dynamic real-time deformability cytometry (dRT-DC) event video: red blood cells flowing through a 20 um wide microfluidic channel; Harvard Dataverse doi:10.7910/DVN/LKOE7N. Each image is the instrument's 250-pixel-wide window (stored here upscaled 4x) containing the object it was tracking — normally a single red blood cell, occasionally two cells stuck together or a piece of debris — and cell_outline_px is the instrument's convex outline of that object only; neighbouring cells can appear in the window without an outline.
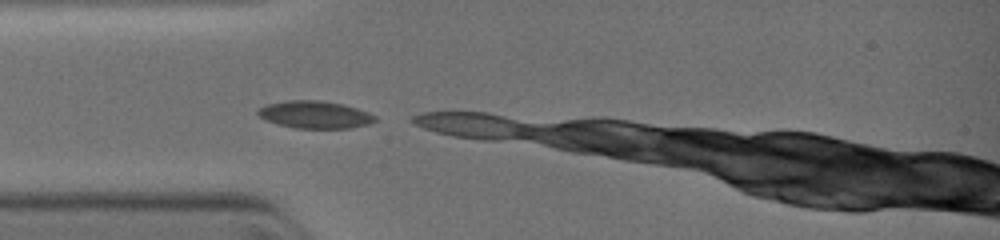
{"species": "common noctule bat (a hibernating species)", "species_latin": "Nyctalus noctula", "temperature_condition": "warm", "stored_images_in_passage": 6, "camera_frame_rate_fps": 3000, "um_per_image_px": 0.085, "animal": {"sex": "female", "body_mass_g": 19.0, "forearm_length_mm": 51.5}, "frame": {"image": 1, "passage_image": 1, "time_ms": 0.0, "image_size_px": [1000, 240], "cell_outline_px": [[376, 120], [368, 124], [352, 128], [296, 128], [264, 120], [256, 112], [260, 108], [268, 104], [288, 100], [320, 100], [344, 104], [368, 112], [376, 116]], "centroid_in_image_um": [26.78, 9.74], "position_along_channel_um": 58.2, "area_um2": 18.61}}